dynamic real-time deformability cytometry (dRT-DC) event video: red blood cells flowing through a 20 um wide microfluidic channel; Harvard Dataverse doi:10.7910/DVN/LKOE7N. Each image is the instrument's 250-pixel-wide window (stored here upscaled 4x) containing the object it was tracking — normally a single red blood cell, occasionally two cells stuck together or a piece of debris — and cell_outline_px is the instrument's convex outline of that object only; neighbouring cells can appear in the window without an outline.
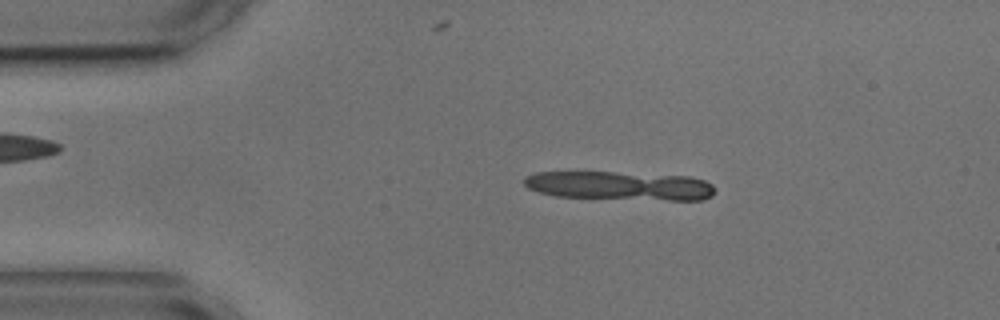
{"species": "common noctule bat (a hibernating species)", "species_latin": "Nyctalus noctula", "temperature_condition": "cold", "stored_images_in_passage": 4, "camera_frame_rate_fps": 3000, "um_per_image_px": 0.085, "animal": {"sex": "male", "body_mass_g": 17.9, "forearm_length_mm": 54.2}, "frame": {"image": 1, "passage_image": 2, "time_ms": 1.333, "image_size_px": [1000, 320], "cell_outline_px": [[716, 192], [712, 196], [704, 200], [668, 200], [556, 196], [540, 192], [528, 188], [524, 184], [524, 176], [536, 172], [616, 172], [692, 176], [704, 180], [712, 184], [716, 188]], "centroid_in_image_um": [52.74, 15.78], "position_along_channel_um": 32.3, "area_um2": 32.19}}